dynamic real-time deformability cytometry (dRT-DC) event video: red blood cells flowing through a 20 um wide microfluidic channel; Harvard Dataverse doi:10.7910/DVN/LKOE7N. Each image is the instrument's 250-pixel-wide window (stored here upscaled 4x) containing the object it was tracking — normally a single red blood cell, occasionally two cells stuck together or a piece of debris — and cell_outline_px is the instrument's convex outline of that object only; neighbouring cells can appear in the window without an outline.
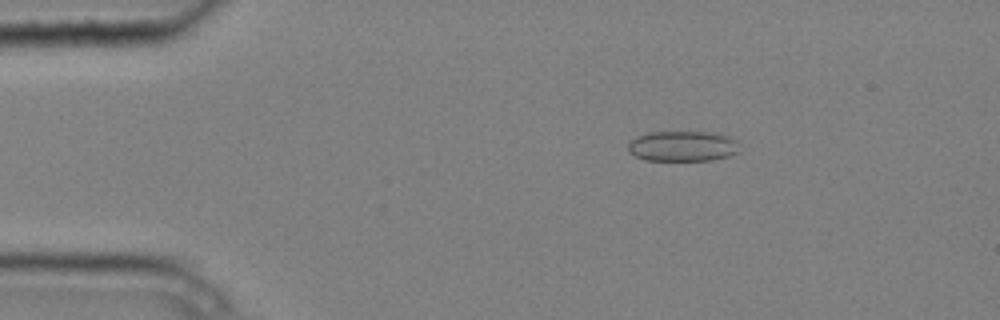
{"species": "common noctule bat (a hibernating species)", "species_latin": "Nyctalus noctula", "temperature_condition": "cold", "stored_images_in_passage": 3, "camera_frame_rate_fps": 3000, "um_per_image_px": 0.085, "animal": {"sex": "male", "body_mass_g": 20.4}, "frame": {"image": 1, "passage_image": 2, "time_ms": 0.333, "image_size_px": [1000, 320], "cell_outline_px": [[740, 152], [728, 156], [712, 160], [644, 160], [628, 152], [628, 144], [636, 136], [652, 132], [708, 132], [728, 136], [740, 140]], "centroid_in_image_um": [58.08, 12.42], "position_along_channel_um": 26.9, "area_um2": 19.94}}